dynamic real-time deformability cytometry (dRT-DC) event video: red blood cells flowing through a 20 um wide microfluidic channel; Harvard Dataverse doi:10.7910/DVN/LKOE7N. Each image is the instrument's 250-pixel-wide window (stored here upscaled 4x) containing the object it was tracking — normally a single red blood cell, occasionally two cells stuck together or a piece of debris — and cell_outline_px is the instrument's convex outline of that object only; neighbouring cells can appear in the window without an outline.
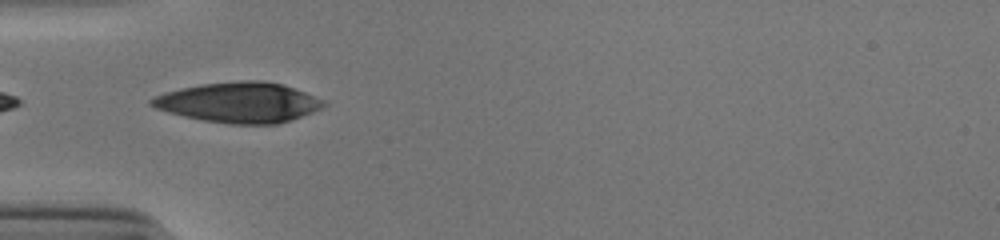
{"species": "human", "species_latin": "Homo sapiens", "temperature_condition": "cold", "stored_images_in_passage": 4, "camera_frame_rate_fps": 3000, "um_per_image_px": 0.085, "donor": {"sex": "male"}, "frame": {"image": 1, "passage_image": 1, "time_ms": 0.0, "image_size_px": [1000, 240], "cell_outline_px": [[328, 104], [312, 112], [292, 120], [276, 124], [228, 124], [204, 120], [184, 116], [168, 112], [156, 108], [148, 104], [148, 100], [156, 96], [180, 88], [204, 84], [240, 80], [264, 80], [284, 84], [324, 100]], "centroid_in_image_um": [20.33, 8.7], "position_along_channel_um": 64.7, "area_um2": 40.29}}
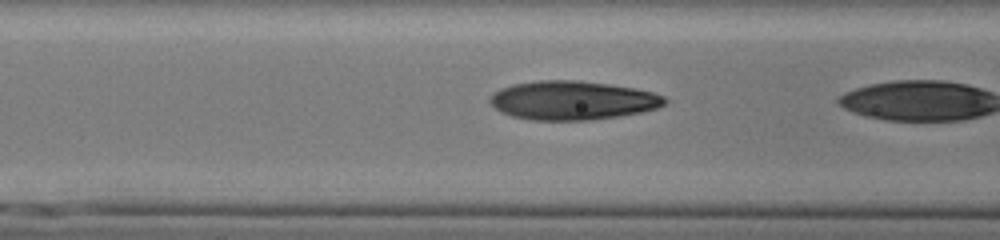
{"frame": {"image": 2, "passage_image": 3, "time_ms": 0.667, "image_size_px": [1000, 240], "cell_outline_px": [[668, 100], [664, 104], [656, 108], [640, 112], [620, 116], [592, 120], [532, 120], [512, 116], [500, 112], [488, 100], [500, 88], [512, 84], [536, 80], [576, 80], [608, 84], [636, 88], [652, 92], [664, 96]], "centroid_in_image_um": [48.66, 8.53], "position_along_channel_um": 117.9, "area_um2": 39.59}}